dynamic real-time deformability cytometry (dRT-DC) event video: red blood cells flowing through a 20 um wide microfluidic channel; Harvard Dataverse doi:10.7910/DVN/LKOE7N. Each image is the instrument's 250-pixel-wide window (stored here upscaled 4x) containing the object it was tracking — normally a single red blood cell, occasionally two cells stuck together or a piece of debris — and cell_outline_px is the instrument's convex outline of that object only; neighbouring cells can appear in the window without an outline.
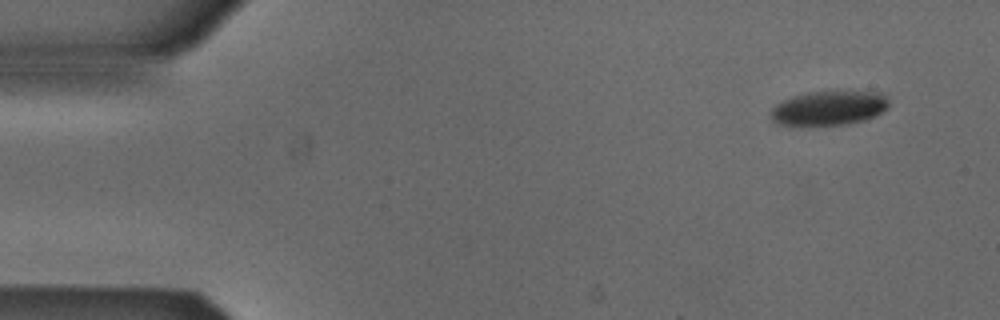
{"species": "Egyptian fruit bat (a non-hibernating species)", "species_latin": "Rousettus aegyptiacus", "temperature_condition": "cold", "stored_images_in_passage": 5, "camera_frame_rate_fps": 3000, "um_per_image_px": 0.085, "animal": {"sex": "male"}, "frame": {"image": 1, "passage_image": 1, "time_ms": 0.0, "image_size_px": [1000, 320], "cell_outline_px": [[888, 108], [864, 120], [848, 124], [780, 124], [772, 120], [772, 108], [776, 104], [784, 100], [796, 96], [812, 92], [880, 92], [888, 100]], "centroid_in_image_um": [70.48, 9.18], "position_along_channel_um": 14.5, "area_um2": 22.77}}
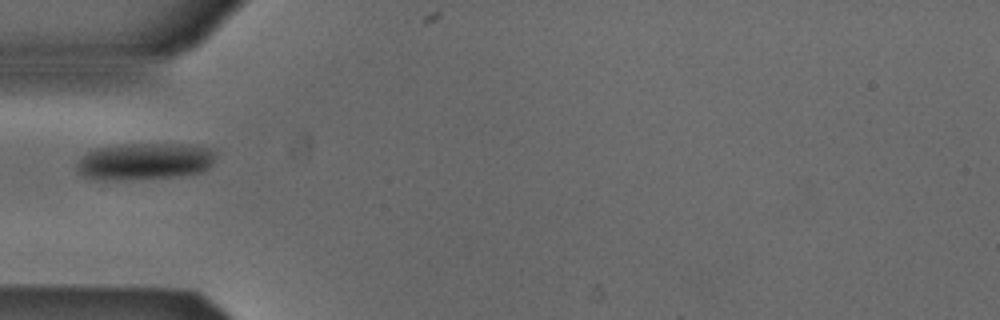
{"frame": {"image": 2, "passage_image": 4, "time_ms": 1.0, "image_size_px": [1000, 320], "cell_outline_px": [[216, 156], [212, 164], [208, 168], [200, 172], [180, 176], [120, 180], [88, 180], [80, 176], [76, 172], [76, 164], [92, 148], [124, 144], [200, 144], [216, 152]], "centroid_in_image_um": [12.26, 13.72], "position_along_channel_um": 72.7, "area_um2": 30.52}}
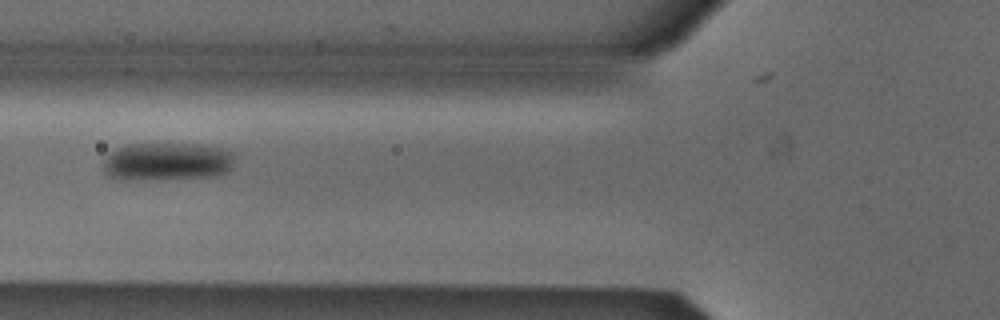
{"frame": {"image": 3, "passage_image": 5, "time_ms": 1.333, "image_size_px": [1000, 320], "cell_outline_px": [[236, 156], [232, 168], [228, 172], [212, 176], [156, 180], [120, 180], [108, 176], [104, 168], [104, 160], [116, 148], [128, 144], [192, 144], [220, 148], [232, 152]], "centroid_in_image_um": [14.21, 13.75], "position_along_channel_um": 111.6, "area_um2": 29.36}}